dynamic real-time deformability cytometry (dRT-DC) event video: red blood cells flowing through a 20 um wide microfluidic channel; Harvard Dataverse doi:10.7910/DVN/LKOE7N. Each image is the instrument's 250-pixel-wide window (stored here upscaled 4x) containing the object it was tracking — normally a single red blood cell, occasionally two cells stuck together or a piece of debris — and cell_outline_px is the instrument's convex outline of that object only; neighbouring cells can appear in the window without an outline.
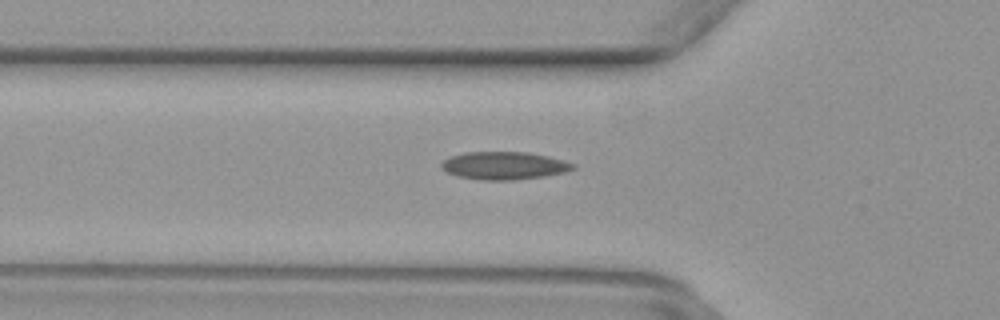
{"species": "common noctule bat (a hibernating species)", "species_latin": "Nyctalus noctula", "temperature_condition": "warm", "stored_images_in_passage": 38, "camera_frame_rate_fps": 3000, "um_per_image_px": 0.085, "animal": {"sex": "female", "body_mass_g": 29.2, "forearm_length_mm": 56.3}, "frame": {"image": 1, "passage_image": 5, "time_ms": 1.333, "image_size_px": [1000, 320], "cell_outline_px": [[576, 168], [564, 172], [544, 176], [512, 180], [480, 180], [456, 176], [440, 168], [440, 164], [444, 160], [452, 156], [464, 152], [528, 152], [548, 156], [576, 164]], "centroid_in_image_um": [42.84, 14.08], "position_along_channel_um": 83.0, "area_um2": 21.33}}
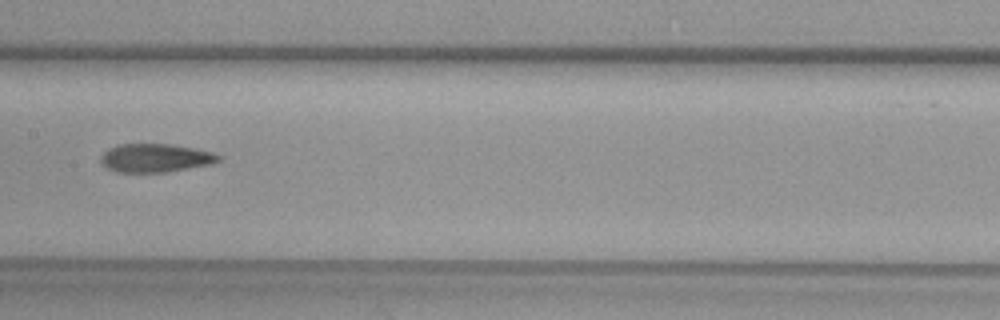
{"frame": {"image": 2, "passage_image": 13, "time_ms": 4.0, "image_size_px": [1000, 320], "cell_outline_px": [[224, 156], [220, 160], [212, 164], [164, 172], [116, 172], [104, 168], [100, 160], [100, 156], [108, 148], [116, 144], [172, 144], [196, 148], [212, 152]], "centroid_in_image_um": [13.19, 13.42], "position_along_channel_um": 194.2, "area_um2": 19.83}}
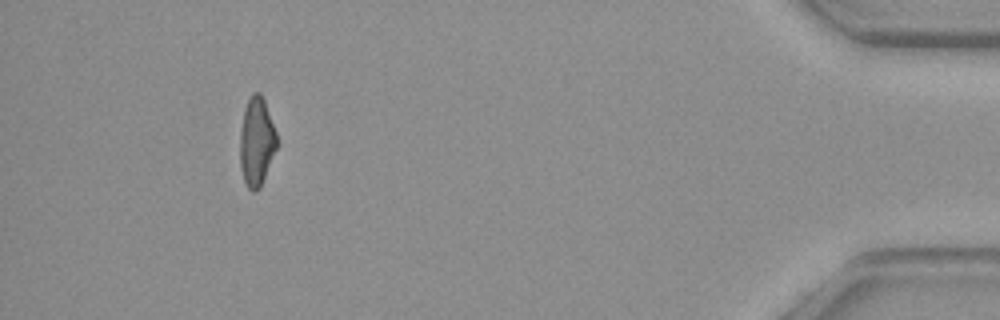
{"frame": {"image": 3, "passage_image": 34, "time_ms": 11.0, "image_size_px": [1000, 320], "cell_outline_px": [[276, 148], [260, 188], [256, 192], [252, 192], [244, 184], [240, 168], [240, 132], [244, 108], [248, 96], [252, 92], [260, 92], [264, 100], [276, 132]], "centroid_in_image_um": [21.78, 12.04], "position_along_channel_um": 413.4, "area_um2": 19.13}}